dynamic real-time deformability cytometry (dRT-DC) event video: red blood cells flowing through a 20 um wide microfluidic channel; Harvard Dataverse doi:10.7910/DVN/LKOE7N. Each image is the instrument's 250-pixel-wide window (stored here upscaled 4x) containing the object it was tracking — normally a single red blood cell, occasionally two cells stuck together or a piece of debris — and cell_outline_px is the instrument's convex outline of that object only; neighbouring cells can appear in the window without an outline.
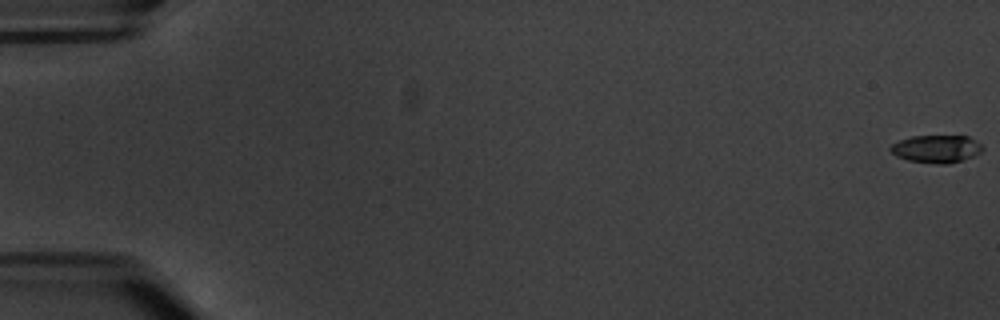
{"species": "common noctule bat (a hibernating species)", "species_latin": "Nyctalus noctula", "temperature_condition": "warm", "stored_images_in_passage": 8, "camera_frame_rate_fps": 3000, "um_per_image_px": 0.085, "animal": {"sex": "male", "body_mass_g": 20.1, "forearm_length_mm": 53.5}, "frame": {"image": 1, "passage_image": 1, "time_ms": 0.0, "image_size_px": [1000, 320], "cell_outline_px": [[984, 148], [976, 156], [964, 160], [948, 164], [936, 164], [908, 160], [896, 156], [888, 148], [892, 144], [900, 140], [912, 136], [968, 136], [984, 144]], "centroid_in_image_um": [79.65, 12.66], "position_along_channel_um": 5.4, "area_um2": 15.09}}
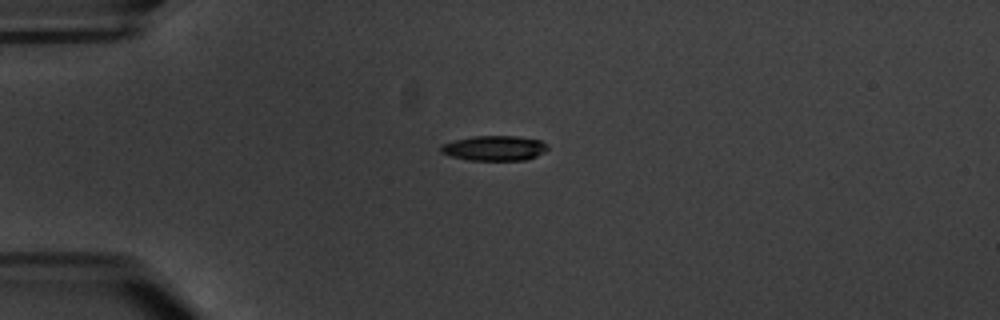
{"frame": {"image": 2, "passage_image": 5, "time_ms": 5.333, "image_size_px": [1000, 320], "cell_outline_px": [[548, 148], [544, 152], [536, 156], [524, 160], [468, 160], [452, 156], [440, 152], [440, 144], [472, 136], [516, 136], [540, 140], [548, 144]], "centroid_in_image_um": [42.02, 12.59], "position_along_channel_um": 43.0, "area_um2": 15.55}}